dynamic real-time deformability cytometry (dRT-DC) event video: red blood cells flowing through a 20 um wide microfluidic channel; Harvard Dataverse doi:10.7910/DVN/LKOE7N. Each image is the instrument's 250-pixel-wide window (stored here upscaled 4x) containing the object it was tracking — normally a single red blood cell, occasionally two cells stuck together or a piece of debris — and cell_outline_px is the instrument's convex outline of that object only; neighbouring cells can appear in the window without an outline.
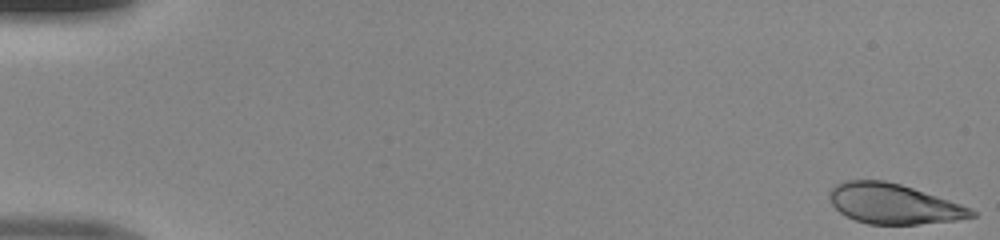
{"species": "human", "species_latin": "Homo sapiens", "temperature_condition": "room temperature", "stored_images_in_passage": 49, "camera_frame_rate_fps": 3000, "um_per_image_px": 0.085, "donor": {"sex": "male"}, "frame": {"image": 1, "passage_image": 1, "time_ms": 0.0, "image_size_px": [1000, 240], "cell_outline_px": [[976, 216], [956, 220], [916, 224], [868, 224], [856, 220], [840, 212], [832, 204], [828, 196], [832, 188], [836, 184], [848, 180], [884, 180], [900, 184], [960, 204], [976, 212]], "centroid_in_image_um": [75.92, 17.32], "position_along_channel_um": 9.1, "area_um2": 32.66}}
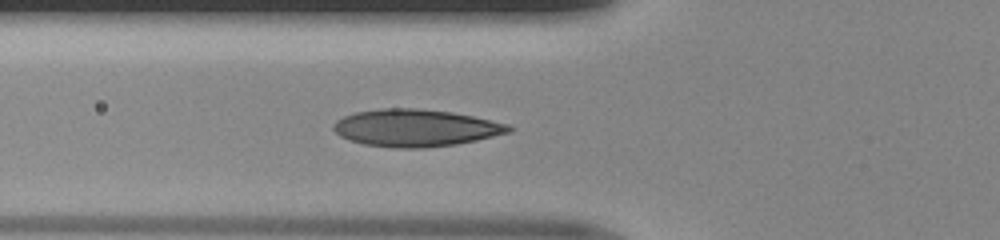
{"frame": {"image": 2, "passage_image": 19, "time_ms": 6.0, "image_size_px": [1000, 240], "cell_outline_px": [[516, 128], [512, 132], [476, 140], [456, 144], [424, 148], [392, 148], [364, 144], [348, 140], [340, 136], [332, 128], [332, 124], [336, 120], [344, 116], [356, 112], [380, 108], [416, 108], [452, 112], [472, 116], [508, 124]], "centroid_in_image_um": [35.32, 10.87], "position_along_channel_um": 90.5, "area_um2": 38.21}}
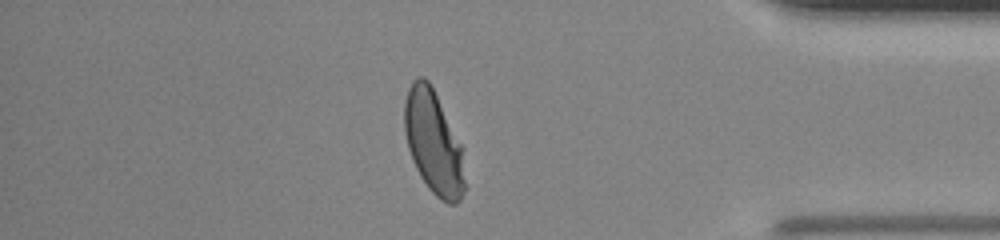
{"frame": {"image": 3, "passage_image": 43, "time_ms": 14.0, "image_size_px": [1000, 240], "cell_outline_px": [[464, 192], [460, 200], [456, 204], [448, 204], [440, 200], [428, 188], [420, 176], [412, 160], [408, 148], [404, 132], [404, 104], [408, 88], [412, 80], [420, 76], [424, 76], [428, 80], [460, 144], [464, 180]], "centroid_in_image_um": [36.8, 12.13], "position_along_channel_um": 398.4, "area_um2": 35.78}}